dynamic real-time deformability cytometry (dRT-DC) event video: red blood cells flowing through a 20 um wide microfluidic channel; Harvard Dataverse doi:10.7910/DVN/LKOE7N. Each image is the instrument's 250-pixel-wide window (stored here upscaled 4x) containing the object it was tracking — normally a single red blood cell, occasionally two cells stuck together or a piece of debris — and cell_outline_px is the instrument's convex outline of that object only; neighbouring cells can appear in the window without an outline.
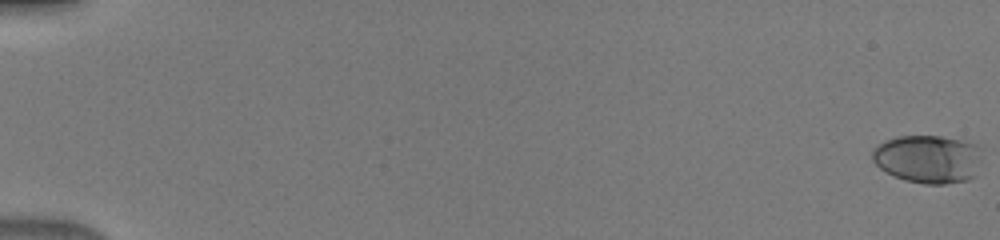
{"species": "human", "species_latin": "Homo sapiens", "temperature_condition": "warm", "stored_images_in_passage": 23, "camera_frame_rate_fps": 3000, "um_per_image_px": 0.085, "donor": {"sex": "male"}, "frame": {"image": 1, "passage_image": 1, "time_ms": 0.0, "image_size_px": [1000, 240], "cell_outline_px": [[984, 148], [976, 176], [968, 180], [944, 184], [924, 184], [904, 180], [884, 172], [872, 160], [872, 148], [876, 144], [884, 140], [896, 136], [940, 136], [960, 140], [976, 144]], "centroid_in_image_um": [78.89, 13.51], "position_along_channel_um": 6.1, "area_um2": 31.5}}
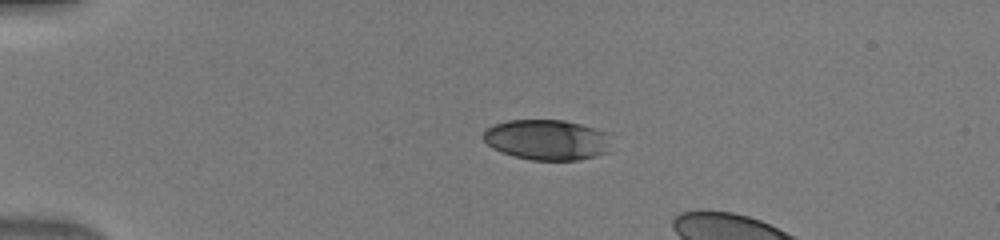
{"frame": {"image": 2, "passage_image": 14, "time_ms": 4.333, "image_size_px": [1000, 240], "cell_outline_px": [[612, 152], [580, 160], [532, 160], [512, 156], [500, 152], [492, 148], [480, 136], [488, 128], [496, 124], [508, 120], [564, 120], [596, 128], [608, 132]], "centroid_in_image_um": [46.54, 11.89], "position_along_channel_um": 38.5, "area_um2": 30.63}}
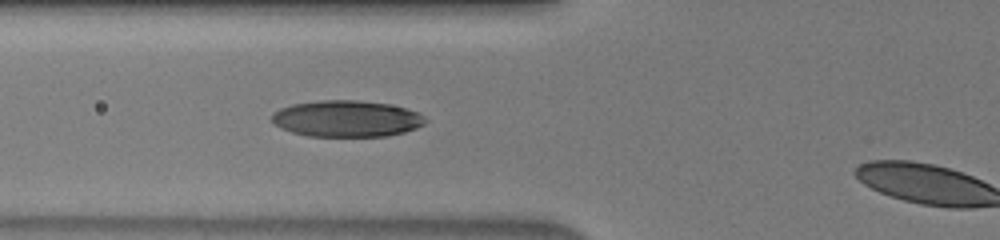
{"frame": {"image": 3, "passage_image": 22, "time_ms": 7.0, "image_size_px": [1000, 240], "cell_outline_px": [[428, 120], [424, 124], [416, 128], [404, 132], [388, 136], [308, 136], [292, 132], [280, 128], [272, 120], [272, 112], [280, 108], [292, 104], [320, 100], [356, 100], [388, 104], [404, 108], [416, 112], [424, 116]], "centroid_in_image_um": [29.45, 10.09], "position_along_channel_um": 96.3, "area_um2": 32.54}}